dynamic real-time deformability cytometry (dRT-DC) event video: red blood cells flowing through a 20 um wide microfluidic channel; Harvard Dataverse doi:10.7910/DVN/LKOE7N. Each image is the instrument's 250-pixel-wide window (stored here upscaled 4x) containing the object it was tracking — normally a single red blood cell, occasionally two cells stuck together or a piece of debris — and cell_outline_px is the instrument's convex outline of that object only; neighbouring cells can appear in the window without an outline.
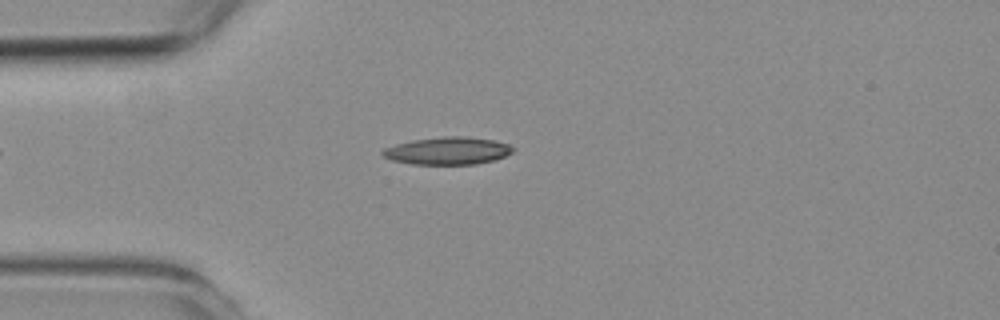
{"species": "common noctule bat (a hibernating species)", "species_latin": "Nyctalus noctula", "temperature_condition": "room temperature", "stored_images_in_passage": 51, "camera_frame_rate_fps": 3000, "um_per_image_px": 0.085, "animal": {"sex": "female", "body_mass_g": 19.3, "forearm_length_mm": 54.1}, "frame": {"image": 1, "passage_image": 11, "time_ms": 3.333, "image_size_px": [1000, 320], "cell_outline_px": [[516, 152], [492, 160], [476, 164], [412, 164], [392, 160], [384, 156], [380, 152], [384, 148], [396, 144], [412, 140], [444, 136], [464, 136], [496, 140], [508, 144], [516, 148]], "centroid_in_image_um": [38.09, 12.81], "position_along_channel_um": 46.9, "area_um2": 20.98}}
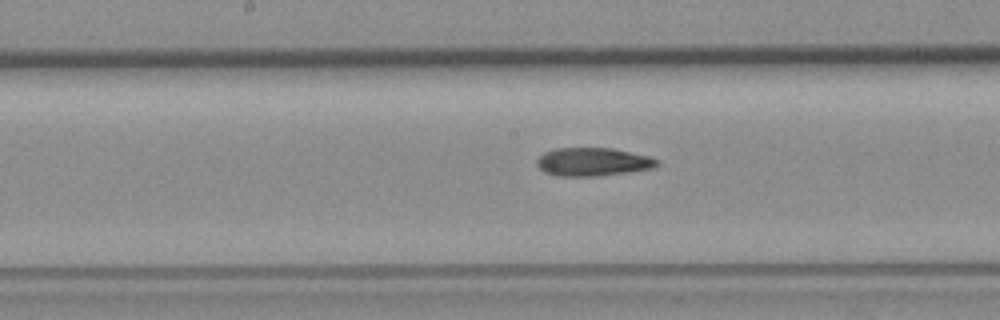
{"frame": {"image": 2, "passage_image": 24, "time_ms": 7.667, "image_size_px": [1000, 320], "cell_outline_px": [[660, 164], [656, 168], [632, 172], [596, 176], [560, 176], [544, 172], [536, 164], [536, 160], [544, 152], [556, 148], [612, 148], [652, 156], [660, 160]], "centroid_in_image_um": [50.47, 13.76], "position_along_channel_um": 197.7, "area_um2": 20.17}}
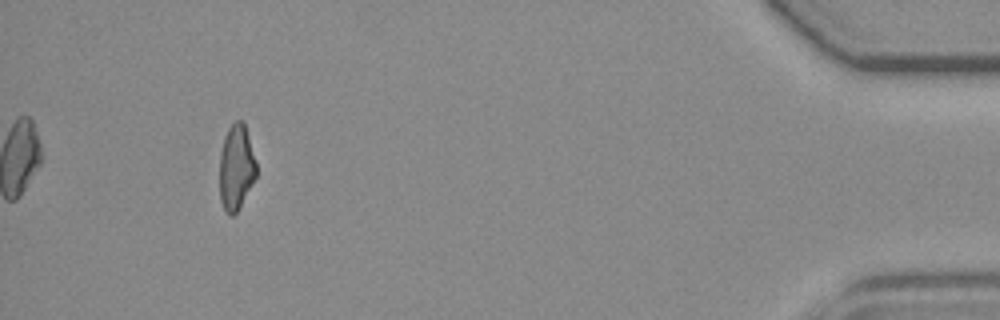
{"frame": {"image": 3, "passage_image": 47, "time_ms": 15.333, "image_size_px": [1000, 320], "cell_outline_px": [[256, 176], [240, 208], [232, 216], [228, 216], [224, 212], [220, 200], [220, 152], [224, 136], [228, 128], [236, 120], [244, 120], [256, 160]], "centroid_in_image_um": [20.07, 14.23], "position_along_channel_um": 415.1, "area_um2": 18.61}, "authors_computed_cell_mechanics": {"area_um2": 19.652, "velocity_mm_per_s": 3.7956, "shape_relaxation_time_tau1_ms": null, "shape_relaxation_time_tau2_ms": 4.0242, "deformation_change_tau1": null, "deformation_change_tau2": 0.1388}}